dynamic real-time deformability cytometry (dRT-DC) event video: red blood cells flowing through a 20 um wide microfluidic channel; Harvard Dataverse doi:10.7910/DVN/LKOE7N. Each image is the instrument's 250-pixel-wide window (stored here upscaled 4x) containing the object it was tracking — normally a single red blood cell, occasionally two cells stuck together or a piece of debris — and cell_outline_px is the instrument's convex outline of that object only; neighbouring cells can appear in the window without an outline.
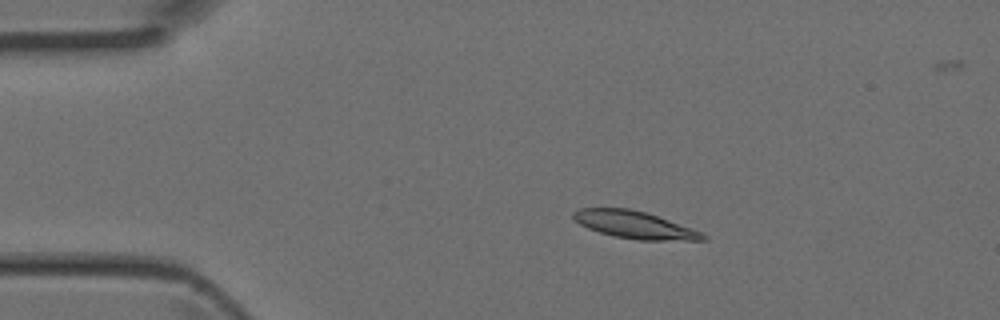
{"species": "Egyptian fruit bat (a non-hibernating species)", "species_latin": "Rousettus aegyptiacus", "temperature_condition": "room temperature", "stored_images_in_passage": 3, "camera_frame_rate_fps": 3000, "um_per_image_px": 0.085, "animal": {"sex": "female"}, "frame": {"image": 1, "passage_image": 1, "time_ms": 0.0, "image_size_px": [1000, 320], "cell_outline_px": [[708, 240], [640, 240], [616, 236], [600, 232], [588, 228], [580, 224], [572, 216], [572, 212], [580, 208], [628, 208], [644, 212], [704, 232], [708, 236]], "centroid_in_image_um": [53.97, 19.11], "position_along_channel_um": 31.0, "area_um2": 20.4}}